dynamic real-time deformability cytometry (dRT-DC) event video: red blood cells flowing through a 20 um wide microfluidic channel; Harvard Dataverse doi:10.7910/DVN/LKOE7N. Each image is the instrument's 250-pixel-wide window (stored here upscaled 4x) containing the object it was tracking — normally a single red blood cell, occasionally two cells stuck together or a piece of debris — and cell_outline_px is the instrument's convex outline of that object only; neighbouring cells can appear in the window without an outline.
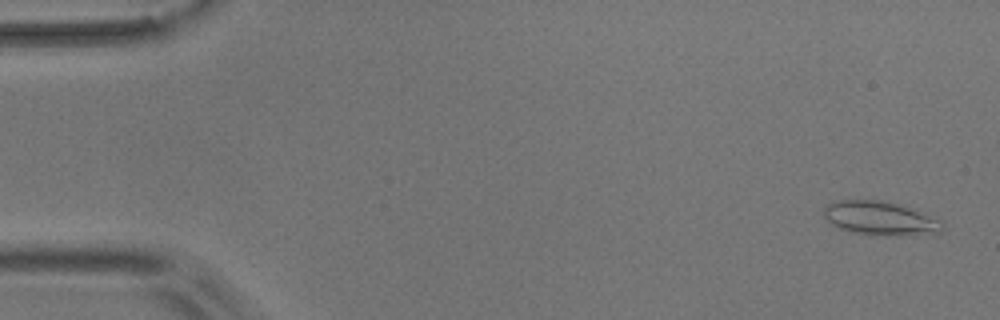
{"species": "common noctule bat (a hibernating species)", "species_latin": "Nyctalus noctula", "temperature_condition": "room temperature", "stored_images_in_passage": 45, "camera_frame_rate_fps": 3000, "um_per_image_px": 0.085, "animal": {"sex": "male", "body_mass_g": 17.9}, "frame": {"image": 1, "passage_image": 2, "time_ms": 0.333, "image_size_px": [1000, 320], "cell_outline_px": [[944, 228], [936, 236], [872, 236], [848, 232], [832, 224], [824, 216], [824, 204], [832, 200], [880, 200], [916, 208], [940, 220], [944, 224]], "centroid_in_image_um": [74.89, 18.59], "position_along_channel_um": 10.1, "area_um2": 24.57}}
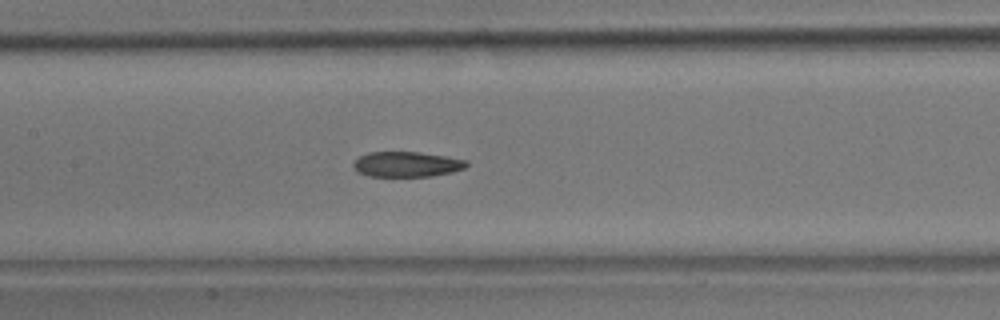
{"frame": {"image": 2, "passage_image": 26, "time_ms": 8.333, "image_size_px": [1000, 320], "cell_outline_px": [[468, 164], [464, 168], [452, 172], [432, 176], [368, 176], [356, 172], [352, 164], [360, 156], [368, 152], [420, 152], [468, 160]], "centroid_in_image_um": [34.56, 13.96], "position_along_channel_um": 172.8, "area_um2": 16.65}}
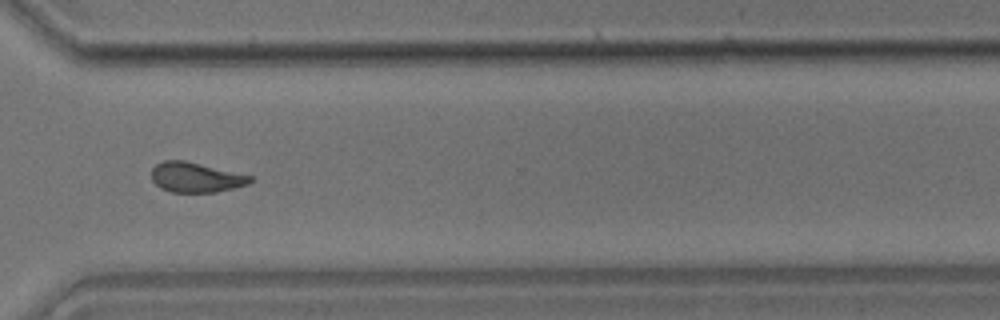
{"frame": {"image": 3, "passage_image": 41, "time_ms": 13.333, "image_size_px": [1000, 320], "cell_outline_px": [[252, 180], [248, 184], [216, 192], [172, 192], [160, 188], [152, 180], [152, 168], [156, 164], [164, 160], [184, 160], [252, 176]], "centroid_in_image_um": [16.61, 15.07], "position_along_channel_um": 354.0, "area_um2": 17.05}}